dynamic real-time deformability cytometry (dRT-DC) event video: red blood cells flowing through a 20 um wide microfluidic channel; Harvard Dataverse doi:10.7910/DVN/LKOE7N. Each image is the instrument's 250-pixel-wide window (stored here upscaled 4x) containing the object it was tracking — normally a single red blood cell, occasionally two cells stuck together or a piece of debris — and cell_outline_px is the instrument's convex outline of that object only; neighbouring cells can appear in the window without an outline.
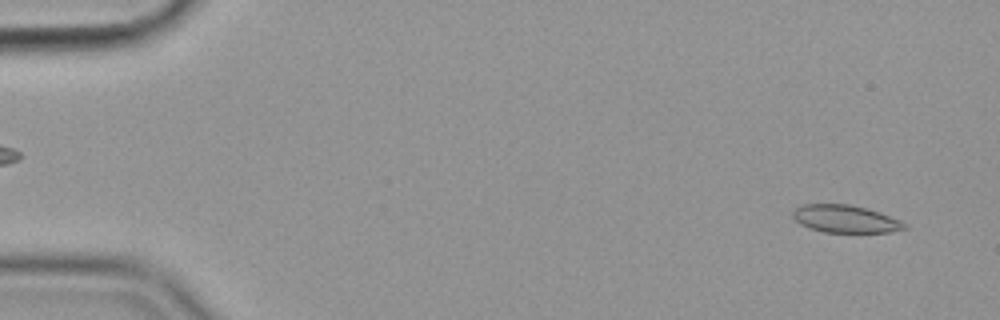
{"species": "common noctule bat (a hibernating species)", "species_latin": "Nyctalus noctula", "temperature_condition": "cold", "stored_images_in_passage": 56, "camera_frame_rate_fps": 3000, "um_per_image_px": 0.085, "animal": {"sex": "female", "body_mass_g": 19.9}, "frame": {"image": 1, "passage_image": 3, "time_ms": 0.667, "image_size_px": [1000, 320], "cell_outline_px": [[908, 228], [888, 232], [824, 232], [808, 228], [800, 224], [792, 216], [792, 212], [800, 204], [848, 204], [880, 212], [900, 220], [908, 224]], "centroid_in_image_um": [71.85, 18.61], "position_along_channel_um": 13.2, "area_um2": 17.98}}
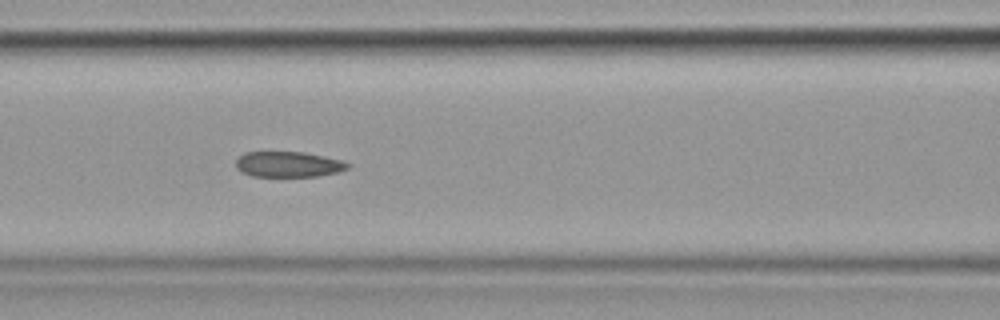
{"frame": {"image": 2, "passage_image": 24, "time_ms": 7.667, "image_size_px": [1000, 320], "cell_outline_px": [[352, 164], [348, 168], [336, 172], [316, 176], [252, 176], [240, 172], [236, 168], [236, 160], [244, 152], [304, 152], [344, 160]], "centroid_in_image_um": [24.51, 13.96], "position_along_channel_um": 142.1, "area_um2": 16.7}}
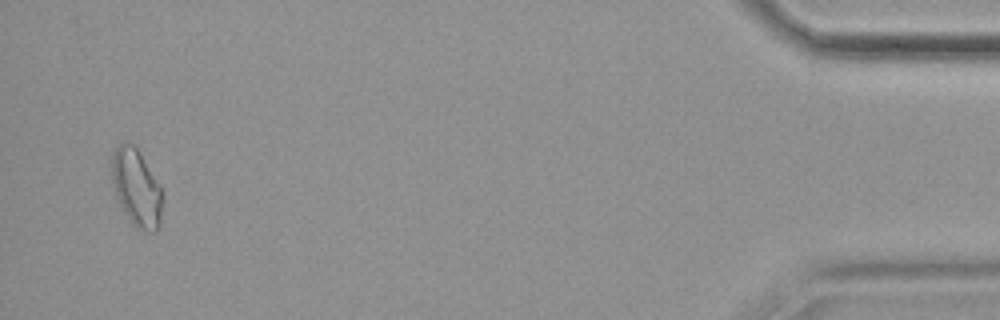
{"frame": {"image": 3, "passage_image": 54, "time_ms": 17.667, "image_size_px": [1000, 320], "cell_outline_px": [[164, 196], [160, 228], [156, 232], [148, 232], [136, 228], [128, 220], [116, 196], [112, 184], [112, 152], [120, 144], [132, 144], [140, 152], [160, 184]], "centroid_in_image_um": [11.64, 16.03], "position_along_channel_um": 423.6, "area_um2": 23.24}, "authors_computed_cell_mechanics": {"area_um2": 18.1492, "velocity_mm_per_s": 3.5959, "shape_relaxation_time_tau1_ms": null, "shape_relaxation_time_tau2_ms": 3.883, "deformation_change_tau1": null, "deformation_change_tau2": 0.1067}}